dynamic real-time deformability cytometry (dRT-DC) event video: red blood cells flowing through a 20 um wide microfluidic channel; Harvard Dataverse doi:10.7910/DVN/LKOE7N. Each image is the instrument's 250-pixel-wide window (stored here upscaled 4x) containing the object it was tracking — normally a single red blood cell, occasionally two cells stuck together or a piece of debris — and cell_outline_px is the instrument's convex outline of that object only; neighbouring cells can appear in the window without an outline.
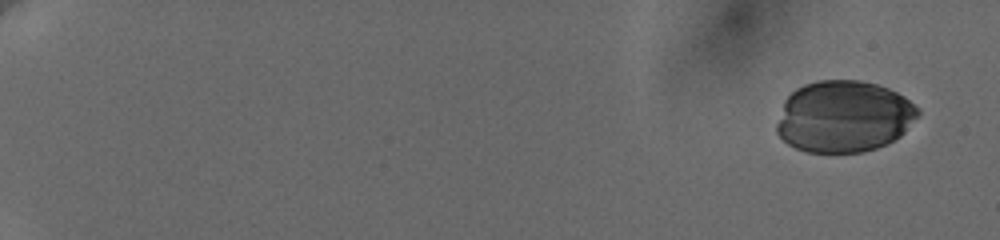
{"species": "human", "species_latin": "Homo sapiens", "temperature_condition": "cold", "stored_images_in_passage": 10, "camera_frame_rate_fps": 3000, "um_per_image_px": 0.085, "donor": {"sex": "female"}, "frame": {"image": 1, "passage_image": 1, "time_ms": 0.0, "image_size_px": [1000, 240], "cell_outline_px": [[920, 112], [904, 132], [900, 136], [876, 148], [864, 152], [808, 152], [796, 148], [788, 144], [776, 132], [776, 124], [784, 100], [796, 88], [804, 84], [816, 80], [860, 80], [876, 84], [888, 88], [904, 96], [920, 108]], "centroid_in_image_um": [71.71, 9.89], "position_along_channel_um": 13.3, "area_um2": 59.01}}